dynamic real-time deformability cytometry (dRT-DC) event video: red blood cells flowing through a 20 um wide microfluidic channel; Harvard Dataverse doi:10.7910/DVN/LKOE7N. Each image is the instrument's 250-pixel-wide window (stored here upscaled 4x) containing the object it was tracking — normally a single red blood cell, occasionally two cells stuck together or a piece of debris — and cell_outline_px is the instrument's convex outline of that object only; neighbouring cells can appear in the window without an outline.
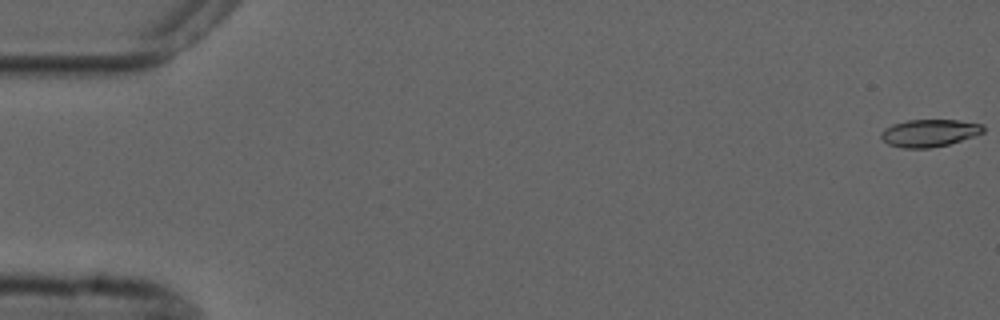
{"species": "common noctule bat (a hibernating species)", "species_latin": "Nyctalus noctula", "temperature_condition": "cold", "stored_images_in_passage": 7, "camera_frame_rate_fps": 3000, "um_per_image_px": 0.085, "animal": {"sex": "male", "forearm_length_mm": 52.5}, "frame": {"image": 1, "passage_image": 1, "time_ms": 0.0, "image_size_px": [1000, 320], "cell_outline_px": [[984, 132], [948, 144], [928, 148], [904, 148], [888, 144], [880, 136], [880, 132], [884, 128], [892, 124], [908, 120], [956, 120], [984, 124]], "centroid_in_image_um": [78.97, 11.29], "position_along_channel_um": 6.0, "area_um2": 16.18}}
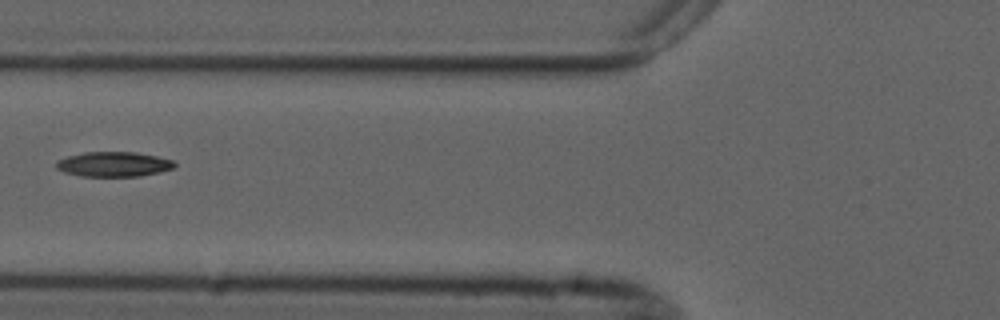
{"frame": {"image": 2, "passage_image": 6, "time_ms": 7.0, "image_size_px": [1000, 320], "cell_outline_px": [[176, 168], [160, 172], [140, 176], [80, 176], [64, 172], [56, 168], [56, 160], [68, 156], [84, 152], [136, 152], [156, 156], [172, 160], [176, 164]], "centroid_in_image_um": [9.67, 13.96], "position_along_channel_um": 116.1, "area_um2": 17.22}}
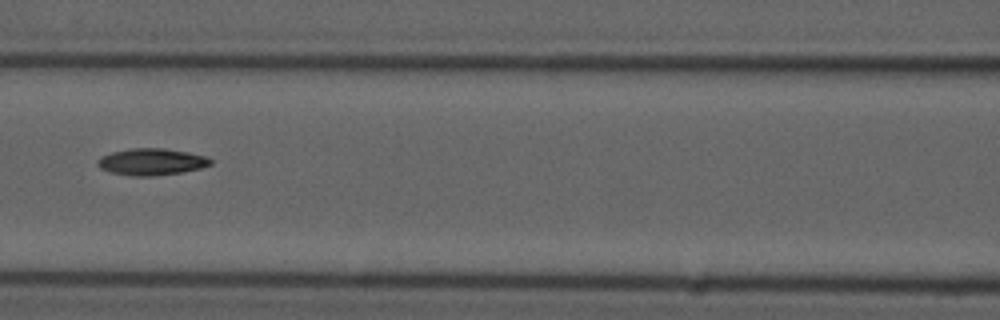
{"frame": {"image": 3, "passage_image": 7, "time_ms": 8.0, "image_size_px": [1000, 320], "cell_outline_px": [[212, 164], [200, 168], [180, 172], [152, 176], [132, 176], [112, 172], [100, 168], [96, 164], [96, 160], [100, 156], [112, 152], [128, 148], [164, 148], [188, 152], [208, 156], [212, 160]], "centroid_in_image_um": [12.86, 13.74], "position_along_channel_um": 153.7, "area_um2": 17.69}}